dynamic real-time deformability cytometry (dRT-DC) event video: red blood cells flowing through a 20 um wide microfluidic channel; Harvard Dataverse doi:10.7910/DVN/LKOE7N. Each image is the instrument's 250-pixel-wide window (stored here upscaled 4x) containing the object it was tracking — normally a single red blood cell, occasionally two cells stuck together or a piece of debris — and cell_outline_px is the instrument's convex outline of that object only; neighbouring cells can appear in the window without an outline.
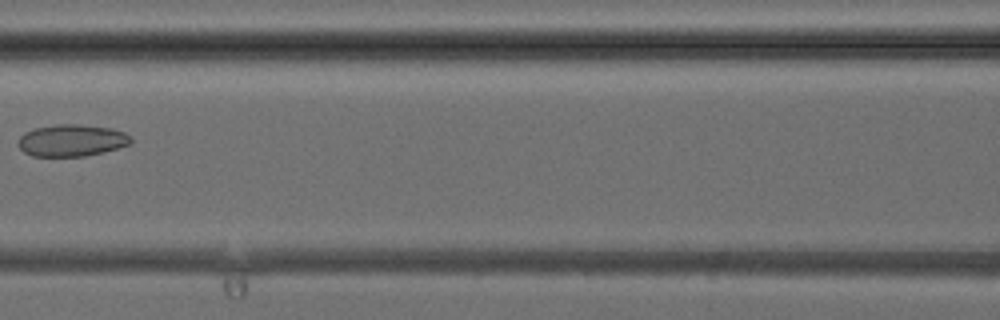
{"species": "common noctule bat (a hibernating species)", "species_latin": "Nyctalus noctula", "temperature_condition": "cold", "stored_images_in_passage": 6, "camera_frame_rate_fps": 3000, "um_per_image_px": 0.085, "animal": {"sex": "female", "body_mass_g": 24.6, "forearm_length_mm": 56.2}, "frame": {"image": 1, "passage_image": 6, "time_ms": 6.0, "image_size_px": [1000, 320], "cell_outline_px": [[132, 140], [128, 144], [116, 148], [84, 156], [32, 156], [24, 152], [16, 144], [20, 136], [24, 132], [36, 128], [56, 124], [80, 124], [112, 128], [124, 132], [132, 136]], "centroid_in_image_um": [6.06, 11.92], "position_along_channel_um": 160.5, "area_um2": 20.92}}